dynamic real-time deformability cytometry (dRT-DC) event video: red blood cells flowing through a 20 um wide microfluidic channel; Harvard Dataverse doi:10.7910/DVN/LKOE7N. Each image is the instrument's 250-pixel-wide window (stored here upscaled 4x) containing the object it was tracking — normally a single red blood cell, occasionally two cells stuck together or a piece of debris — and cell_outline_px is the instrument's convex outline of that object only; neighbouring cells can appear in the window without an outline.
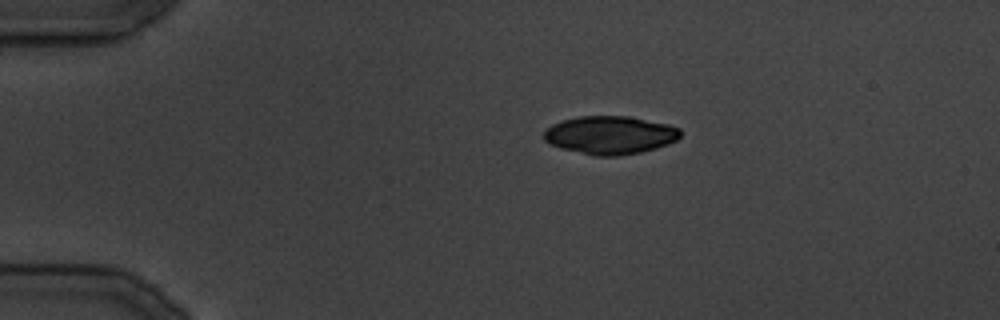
{"species": "common noctule bat (a hibernating species)", "species_latin": "Nyctalus noctula", "temperature_condition": "cold", "stored_images_in_passage": 9, "camera_frame_rate_fps": 3000, "um_per_image_px": 0.085, "animal": {"sex": "male", "body_mass_g": 19.5, "forearm_length_mm": 54.6}, "frame": {"image": 1, "passage_image": 1, "time_ms": 0.0, "image_size_px": [1000, 320], "cell_outline_px": [[680, 136], [676, 140], [668, 144], [656, 148], [640, 152], [616, 156], [596, 156], [560, 148], [548, 144], [544, 140], [544, 132], [552, 124], [576, 116], [628, 116], [668, 124], [680, 128]], "centroid_in_image_um": [51.84, 11.48], "position_along_channel_um": 33.2, "area_um2": 30.35}}